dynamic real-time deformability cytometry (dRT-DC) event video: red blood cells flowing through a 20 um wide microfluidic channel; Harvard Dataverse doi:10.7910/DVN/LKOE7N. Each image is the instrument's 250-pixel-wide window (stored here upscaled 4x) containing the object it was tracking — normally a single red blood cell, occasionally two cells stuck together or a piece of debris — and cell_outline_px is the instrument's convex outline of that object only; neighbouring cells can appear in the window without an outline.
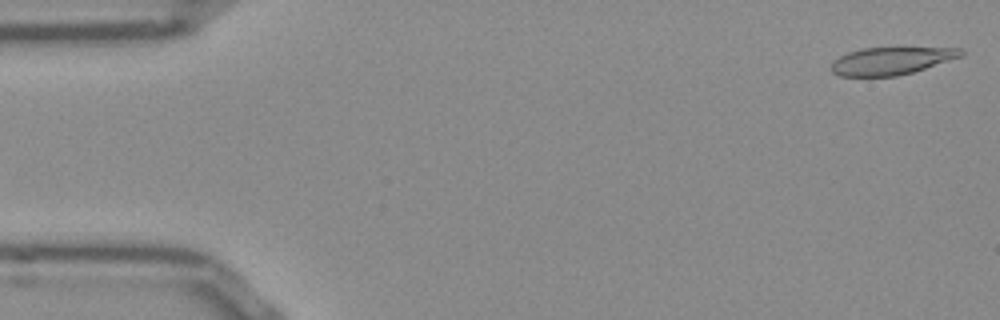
{"species": "Egyptian fruit bat (a non-hibernating species)", "species_latin": "Rousettus aegyptiacus", "temperature_condition": "room temperature", "stored_images_in_passage": 52, "camera_frame_rate_fps": 3000, "um_per_image_px": 0.085, "frame": {"image": 1, "passage_image": 1, "time_ms": 0.0, "image_size_px": [1000, 320], "cell_outline_px": [[964, 56], [912, 72], [896, 76], [840, 76], [832, 72], [828, 68], [832, 60], [848, 52], [860, 48], [960, 48], [964, 52]], "centroid_in_image_um": [75.7, 5.17], "position_along_channel_um": 9.3, "area_um2": 20.87}}
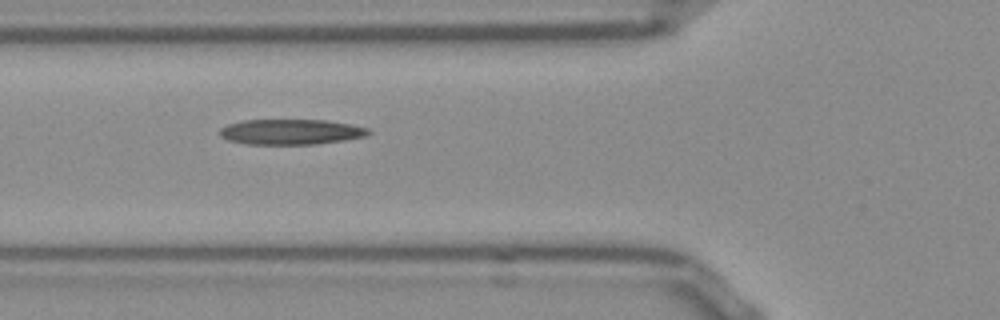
{"frame": {"image": 2, "passage_image": 18, "time_ms": 5.667, "image_size_px": [1000, 320], "cell_outline_px": [[372, 132], [364, 136], [344, 140], [312, 144], [248, 144], [228, 140], [220, 136], [220, 128], [228, 124], [244, 120], [324, 120], [352, 124], [368, 128]], "centroid_in_image_um": [24.72, 11.2], "position_along_channel_um": 101.1, "area_um2": 21.85}}
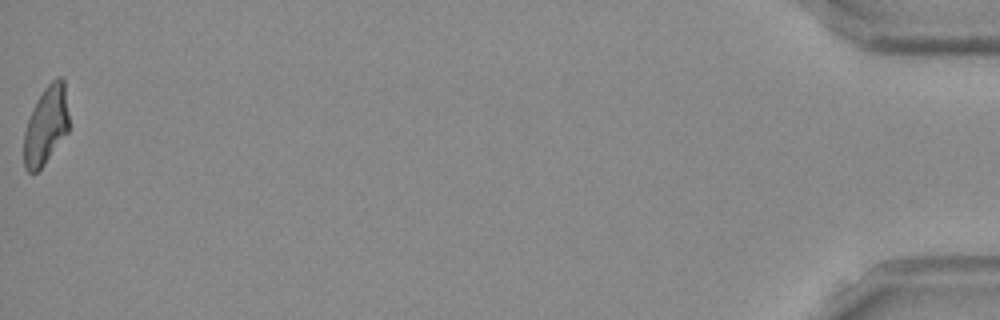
{"frame": {"image": 3, "passage_image": 52, "time_ms": 17.0, "image_size_px": [1000, 320], "cell_outline_px": [[68, 132], [44, 164], [36, 172], [28, 172], [24, 168], [24, 132], [32, 108], [36, 100], [44, 88], [56, 76], [60, 76], [64, 80], [68, 116]], "centroid_in_image_um": [3.9, 10.64], "position_along_channel_um": 431.3, "area_um2": 20.46}, "authors_computed_cell_mechanics": {"area_um2": 21.8484, "velocity_mm_per_s": 3.8377, "shape_relaxation_time_tau1_ms": null, "shape_relaxation_time_tau2_ms": 2.2213, "deformation_change_tau1": null, "deformation_change_tau2": 0.1158}}